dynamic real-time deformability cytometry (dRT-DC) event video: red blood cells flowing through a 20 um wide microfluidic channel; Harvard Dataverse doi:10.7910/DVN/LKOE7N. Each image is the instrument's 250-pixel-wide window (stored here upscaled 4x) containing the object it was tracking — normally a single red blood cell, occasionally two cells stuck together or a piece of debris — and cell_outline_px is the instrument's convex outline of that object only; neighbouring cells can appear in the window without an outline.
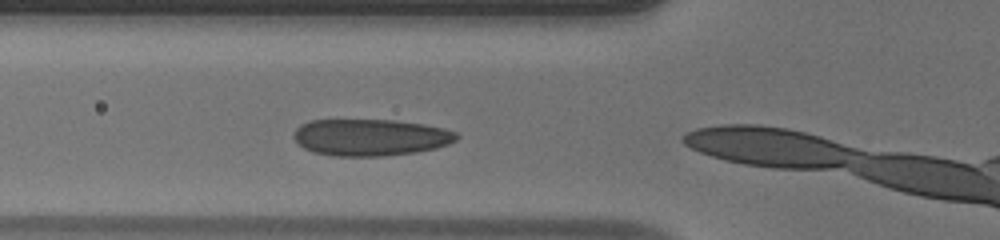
{"species": "human", "species_latin": "Homo sapiens", "temperature_condition": "warm", "stored_images_in_passage": 4, "camera_frame_rate_fps": 3000, "um_per_image_px": 0.085, "donor": {"sex": "male"}, "frame": {"image": 1, "passage_image": 3, "time_ms": 0.667, "image_size_px": [1000, 240], "cell_outline_px": [[460, 136], [456, 140], [448, 144], [436, 148], [416, 152], [384, 156], [332, 156], [312, 152], [304, 148], [292, 136], [296, 128], [300, 124], [312, 120], [392, 120], [424, 124], [444, 128], [456, 132]], "centroid_in_image_um": [31.49, 11.68], "position_along_channel_um": 94.3, "area_um2": 35.03}}